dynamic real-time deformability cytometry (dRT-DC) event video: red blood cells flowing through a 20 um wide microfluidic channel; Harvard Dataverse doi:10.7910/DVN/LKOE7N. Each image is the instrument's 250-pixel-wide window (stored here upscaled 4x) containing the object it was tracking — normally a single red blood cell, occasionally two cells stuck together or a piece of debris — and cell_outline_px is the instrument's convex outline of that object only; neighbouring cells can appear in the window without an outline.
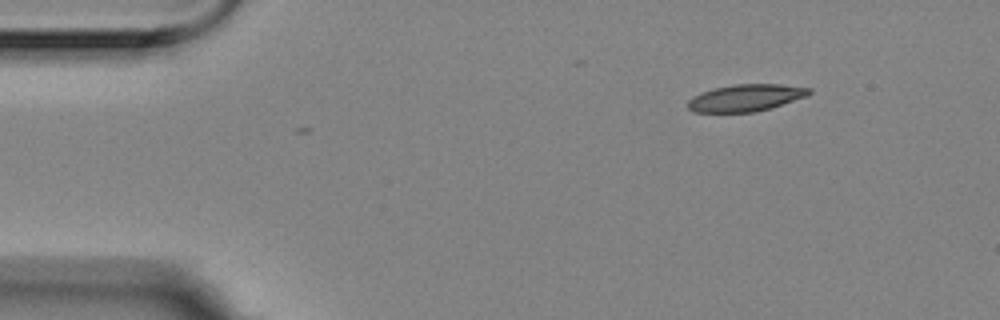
{"species": "Egyptian fruit bat (a non-hibernating species)", "species_latin": "Rousettus aegyptiacus", "temperature_condition": "room temperature", "stored_images_in_passage": 2, "camera_frame_rate_fps": 3000, "um_per_image_px": 0.085, "animal": {"sex": "female"}, "frame": {"image": 1, "passage_image": 1, "time_ms": 0.0, "image_size_px": [1000, 320], "cell_outline_px": [[812, 92], [808, 96], [768, 108], [752, 112], [696, 112], [688, 108], [688, 100], [692, 96], [700, 92], [716, 88], [736, 84], [780, 84], [812, 88]], "centroid_in_image_um": [63.39, 8.3], "position_along_channel_um": 21.6, "area_um2": 18.9}}